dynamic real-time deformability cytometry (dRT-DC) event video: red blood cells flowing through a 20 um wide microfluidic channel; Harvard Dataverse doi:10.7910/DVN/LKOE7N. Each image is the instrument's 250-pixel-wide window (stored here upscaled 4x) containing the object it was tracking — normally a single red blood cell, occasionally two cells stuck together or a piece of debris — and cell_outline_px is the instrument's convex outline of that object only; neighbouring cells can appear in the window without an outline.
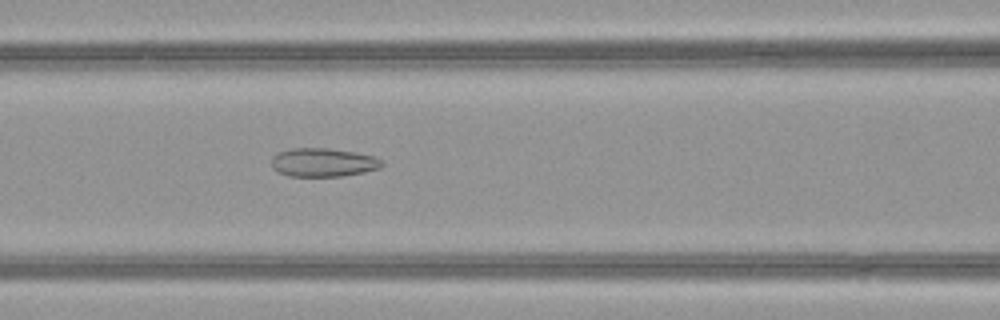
{"species": "common noctule bat (a hibernating species)", "species_latin": "Nyctalus noctula", "temperature_condition": "warm", "stored_images_in_passage": 43, "camera_frame_rate_fps": 3000, "um_per_image_px": 0.085, "animal": {"sex": "female", "body_mass_g": 21.9}, "frame": {"image": 1, "passage_image": 19, "time_ms": 6.0, "image_size_px": [1000, 320], "cell_outline_px": [[384, 164], [380, 168], [364, 172], [344, 176], [288, 176], [276, 172], [272, 168], [272, 156], [276, 152], [292, 148], [328, 148], [356, 152], [372, 156], [380, 160]], "centroid_in_image_um": [27.42, 13.8], "position_along_channel_um": 139.2, "area_um2": 18.55}}
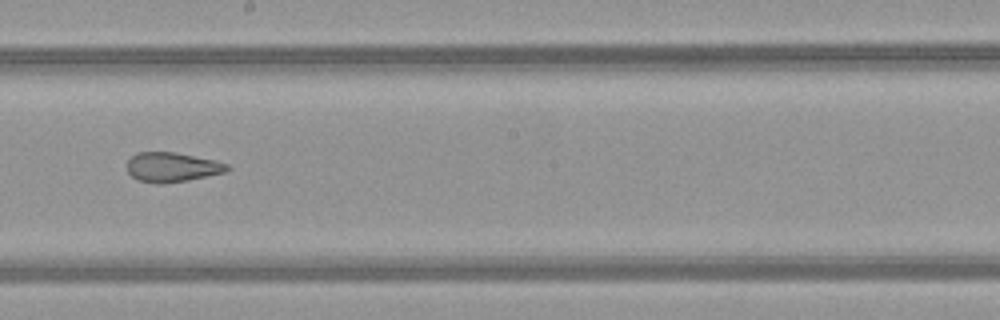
{"frame": {"image": 2, "passage_image": 26, "time_ms": 8.333, "image_size_px": [1000, 320], "cell_outline_px": [[232, 168], [224, 172], [188, 180], [160, 184], [156, 184], [136, 180], [128, 172], [128, 160], [136, 152], [176, 152], [216, 160], [228, 164]], "centroid_in_image_um": [14.63, 14.2], "position_along_channel_um": 233.6, "area_um2": 17.34}}
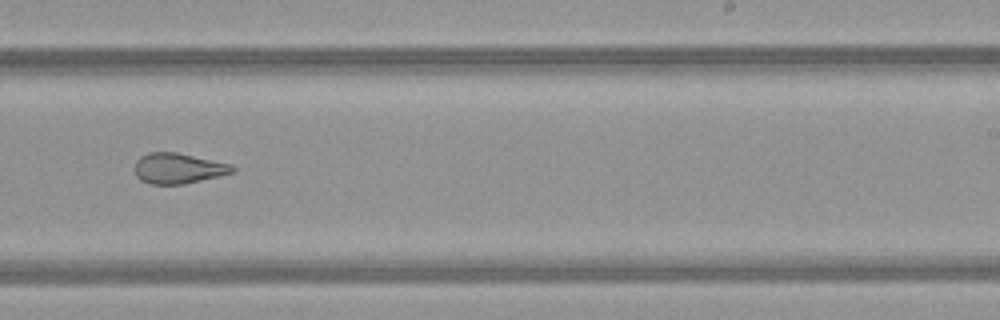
{"frame": {"image": 3, "passage_image": 29, "time_ms": 9.333, "image_size_px": [1000, 320], "cell_outline_px": [[236, 172], [220, 176], [184, 184], [148, 184], [140, 180], [136, 176], [132, 168], [136, 160], [140, 156], [148, 152], [176, 152], [232, 164], [236, 168]], "centroid_in_image_um": [15.13, 14.31], "position_along_channel_um": 273.9, "area_um2": 17.74}}